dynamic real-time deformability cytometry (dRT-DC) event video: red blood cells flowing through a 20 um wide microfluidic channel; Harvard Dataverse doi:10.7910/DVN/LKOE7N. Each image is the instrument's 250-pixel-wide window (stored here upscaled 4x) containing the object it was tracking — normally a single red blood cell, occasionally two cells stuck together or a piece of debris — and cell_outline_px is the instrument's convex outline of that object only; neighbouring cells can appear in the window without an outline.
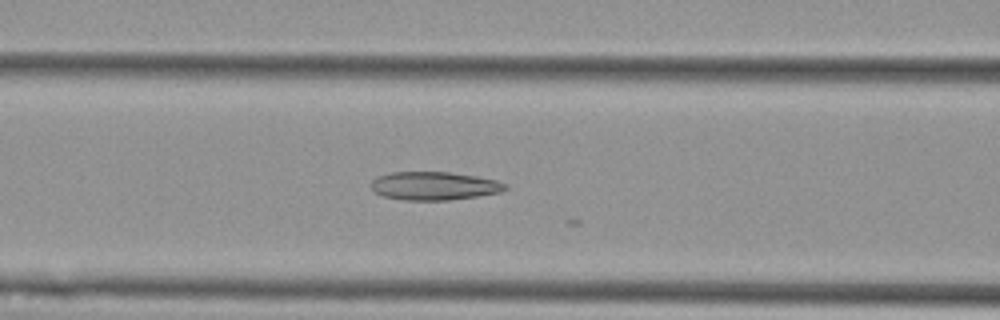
{"species": "Egyptian fruit bat (a non-hibernating species)", "species_latin": "Rousettus aegyptiacus", "temperature_condition": "cold", "stored_images_in_passage": 24, "camera_frame_rate_fps": 3000, "um_per_image_px": 0.085, "animal": {"sex": "female"}, "frame": {"image": 1, "passage_image": 23, "time_ms": 7.333, "image_size_px": [1000, 320], "cell_outline_px": [[508, 188], [500, 192], [476, 196], [448, 200], [404, 200], [384, 196], [372, 192], [368, 184], [376, 176], [388, 172], [452, 172], [476, 176], [496, 180], [508, 184]], "centroid_in_image_um": [36.84, 15.79], "position_along_channel_um": 129.8, "area_um2": 22.43}}